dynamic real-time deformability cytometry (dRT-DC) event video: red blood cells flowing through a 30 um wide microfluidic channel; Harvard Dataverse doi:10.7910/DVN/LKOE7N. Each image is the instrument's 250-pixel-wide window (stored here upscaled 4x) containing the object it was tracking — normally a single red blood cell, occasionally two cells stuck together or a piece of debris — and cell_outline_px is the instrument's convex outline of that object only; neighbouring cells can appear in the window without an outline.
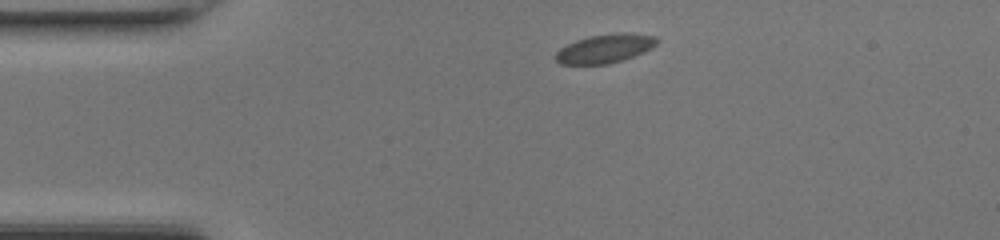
{"species": "common noctule bat (a hibernating species)", "species_latin": "Nyctalus noctula", "temperature_condition": "room temperature", "stored_images_in_passage": 40, "camera_frame_rate_fps": 3000, "um_per_image_px": 0.085, "animal": {"sex": "female", "body_mass_g": 17.0, "forearm_length_mm": 48.0}, "frame": {"image": 1, "passage_image": 1, "time_ms": 0.0, "image_size_px": [1000, 240], "cell_outline_px": [[656, 40], [652, 44], [628, 56], [616, 60], [600, 64], [564, 64], [556, 60], [556, 56], [564, 48], [580, 40], [596, 36], [640, 36]], "centroid_in_image_um": [51.2, 4.2], "position_along_channel_um": 33.8, "area_um2": 13.99}}
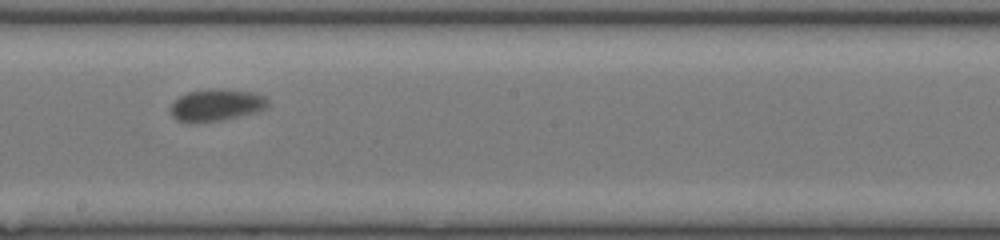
{"frame": {"image": 2, "passage_image": 18, "time_ms": 5.667, "image_size_px": [1000, 240], "cell_outline_px": [[260, 104], [252, 108], [220, 116], [196, 120], [184, 120], [176, 116], [172, 112], [172, 108], [184, 96], [196, 92], [232, 92], [252, 96], [260, 100]], "centroid_in_image_um": [18.06, 8.92], "position_along_channel_um": 230.1, "area_um2": 12.83}}
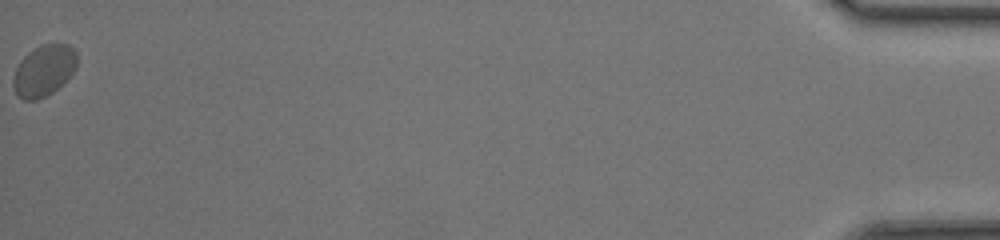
{"frame": {"image": 3, "passage_image": 40, "time_ms": 13.0, "image_size_px": [1000, 240], "cell_outline_px": [[76, 60], [72, 68], [60, 84], [56, 88], [32, 100], [28, 100], [20, 96], [16, 92], [16, 72], [20, 64], [32, 52], [64, 48], [68, 48], [76, 56]], "centroid_in_image_um": [3.68, 6.13], "position_along_channel_um": 431.5, "area_um2": 15.55}}